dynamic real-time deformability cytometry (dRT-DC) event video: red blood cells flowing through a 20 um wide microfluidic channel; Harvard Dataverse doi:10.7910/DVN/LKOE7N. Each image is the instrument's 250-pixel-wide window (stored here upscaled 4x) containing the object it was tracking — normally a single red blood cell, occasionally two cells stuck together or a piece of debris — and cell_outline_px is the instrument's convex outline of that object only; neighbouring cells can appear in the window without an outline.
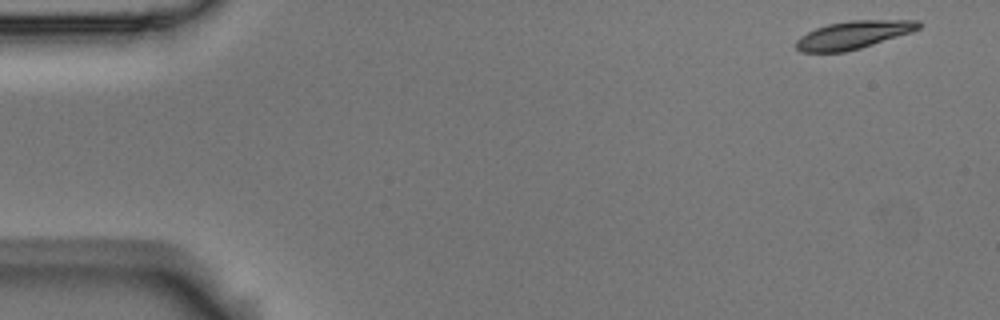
{"species": "Egyptian fruit bat (a non-hibernating species)", "species_latin": "Rousettus aegyptiacus", "temperature_condition": "room temperature", "stored_images_in_passage": 55, "camera_frame_rate_fps": 3000, "um_per_image_px": 0.085, "animal": {"sex": "male"}, "frame": {"image": 1, "passage_image": 1, "time_ms": 0.0, "image_size_px": [1000, 320], "cell_outline_px": [[920, 28], [912, 32], [860, 48], [844, 52], [800, 52], [796, 48], [796, 40], [800, 36], [816, 28], [828, 24], [848, 20], [920, 20]], "centroid_in_image_um": [72.53, 2.96], "position_along_channel_um": 12.5, "area_um2": 19.88}}
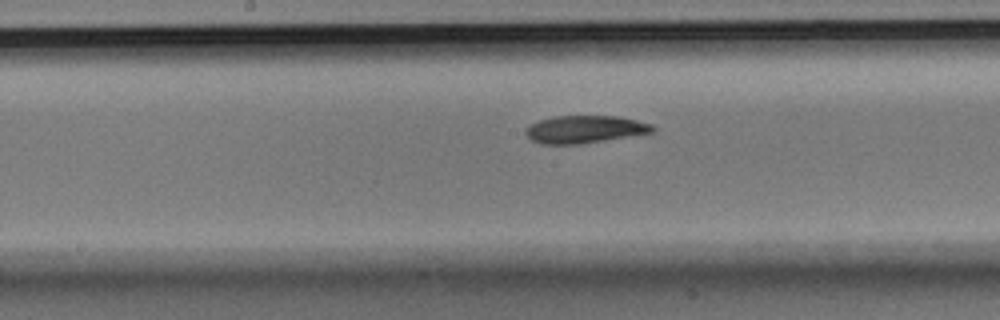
{"frame": {"image": 2, "passage_image": 27, "time_ms": 8.667, "image_size_px": [1000, 320], "cell_outline_px": [[656, 128], [652, 132], [632, 136], [580, 144], [540, 144], [532, 140], [524, 132], [532, 124], [540, 120], [552, 116], [620, 116], [652, 124]], "centroid_in_image_um": [49.73, 10.99], "position_along_channel_um": 198.5, "area_um2": 20.35}}
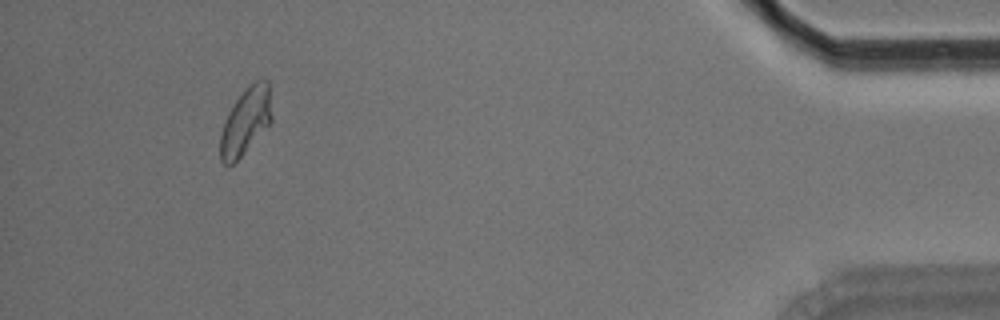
{"frame": {"image": 3, "passage_image": 51, "time_ms": 16.667, "image_size_px": [1000, 320], "cell_outline_px": [[272, 124], [232, 164], [224, 164], [220, 160], [220, 136], [228, 112], [236, 100], [256, 80], [268, 80], [272, 116]], "centroid_in_image_um": [20.9, 10.33], "position_along_channel_um": 414.3, "area_um2": 19.71}, "authors_computed_cell_mechanics": {"area_um2": 20.4612, "velocity_mm_per_s": 3.5103, "shape_relaxation_time_tau1_ms": 5.2512, "shape_relaxation_time_tau2_ms": 5.2872, "deformation_change_tau1": 0.1591, "deformation_change_tau2": 0.0961}}